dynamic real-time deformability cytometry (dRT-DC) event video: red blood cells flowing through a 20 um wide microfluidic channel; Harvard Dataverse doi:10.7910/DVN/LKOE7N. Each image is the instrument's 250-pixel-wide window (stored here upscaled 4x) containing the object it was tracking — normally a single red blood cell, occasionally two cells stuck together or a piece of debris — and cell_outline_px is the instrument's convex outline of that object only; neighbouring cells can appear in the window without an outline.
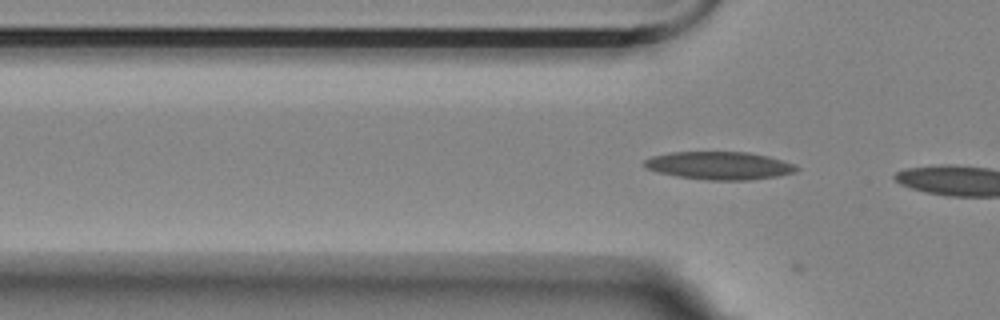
{"species": "Egyptian fruit bat (a non-hibernating species)", "species_latin": "Rousettus aegyptiacus", "temperature_condition": "room temperature", "stored_images_in_passage": 5, "segment_of_instrument_passage": [2, 2], "camera_frame_rate_fps": 3000, "um_per_image_px": 0.085, "animal": {"sex": "female"}, "frame": {"image": 1, "passage_image": 5, "time_ms": 1.333, "image_size_px": [1000, 320], "cell_outline_px": [[800, 168], [796, 172], [776, 176], [748, 180], [708, 180], [676, 176], [644, 168], [644, 160], [652, 156], [672, 152], [748, 152], [768, 156], [784, 160], [796, 164]], "centroid_in_image_um": [61.18, 14.07], "position_along_channel_um": 64.6, "area_um2": 24.8}}